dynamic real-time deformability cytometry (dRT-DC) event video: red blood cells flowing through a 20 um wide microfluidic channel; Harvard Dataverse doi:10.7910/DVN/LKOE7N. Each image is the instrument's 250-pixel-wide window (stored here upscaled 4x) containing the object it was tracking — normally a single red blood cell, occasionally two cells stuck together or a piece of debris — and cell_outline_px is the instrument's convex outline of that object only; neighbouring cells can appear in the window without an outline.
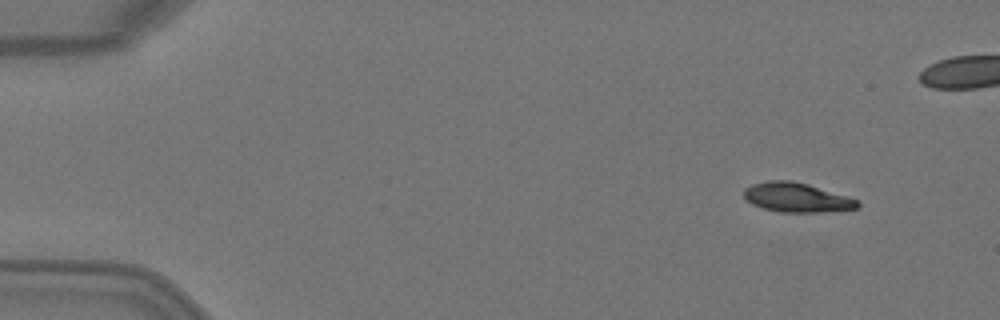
{"species": "Egyptian fruit bat (a non-hibernating species)", "species_latin": "Rousettus aegyptiacus", "temperature_condition": "warm", "stored_images_in_passage": 5, "camera_frame_rate_fps": 3000, "um_per_image_px": 0.085, "animal": {"sex": "female"}, "frame": {"image": 1, "passage_image": 1, "time_ms": 0.0, "image_size_px": [1000, 320], "cell_outline_px": [[860, 204], [856, 208], [820, 212], [780, 212], [764, 208], [752, 204], [744, 196], [744, 188], [752, 184], [768, 180], [792, 180], [808, 184], [848, 196], [860, 200]], "centroid_in_image_um": [67.72, 16.77], "position_along_channel_um": 17.3, "area_um2": 19.42}}